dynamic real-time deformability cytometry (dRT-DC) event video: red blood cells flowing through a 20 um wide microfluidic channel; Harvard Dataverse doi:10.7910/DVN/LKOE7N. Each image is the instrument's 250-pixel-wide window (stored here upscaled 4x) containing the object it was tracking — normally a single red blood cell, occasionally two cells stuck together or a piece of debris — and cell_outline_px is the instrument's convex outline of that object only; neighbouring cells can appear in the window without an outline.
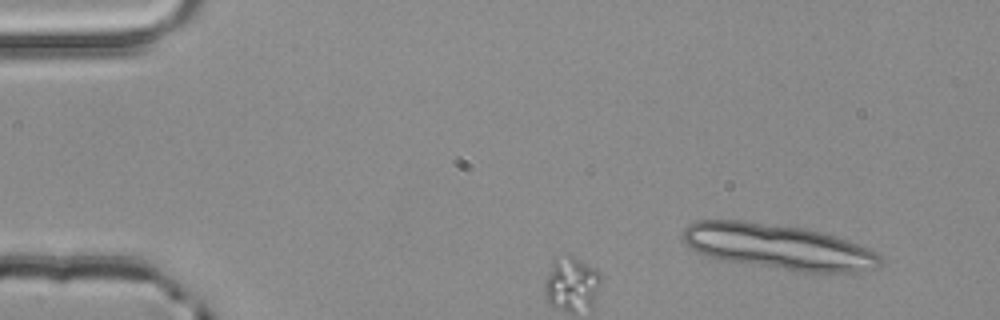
{"species": "common noctule bat (a hibernating species)", "species_latin": "Nyctalus noctula", "temperature_condition": "room temperature", "stored_images_in_passage": 4, "camera_frame_rate_fps": 3000, "um_per_image_px": 0.085, "animal": {"sex": "male", "body_mass_g": 20.4}, "frame": {"image": 1, "passage_image": 1, "time_ms": 0.0, "image_size_px": [1000, 320], "cell_outline_px": [[884, 264], [872, 268], [856, 272], [804, 272], [720, 260], [704, 256], [688, 248], [684, 244], [684, 228], [688, 224], [696, 220], [744, 220], [804, 228], [836, 236], [848, 240], [868, 248], [876, 252], [884, 260]], "centroid_in_image_um": [66.12, 20.97], "position_along_channel_um": 18.9, "area_um2": 52.42}}